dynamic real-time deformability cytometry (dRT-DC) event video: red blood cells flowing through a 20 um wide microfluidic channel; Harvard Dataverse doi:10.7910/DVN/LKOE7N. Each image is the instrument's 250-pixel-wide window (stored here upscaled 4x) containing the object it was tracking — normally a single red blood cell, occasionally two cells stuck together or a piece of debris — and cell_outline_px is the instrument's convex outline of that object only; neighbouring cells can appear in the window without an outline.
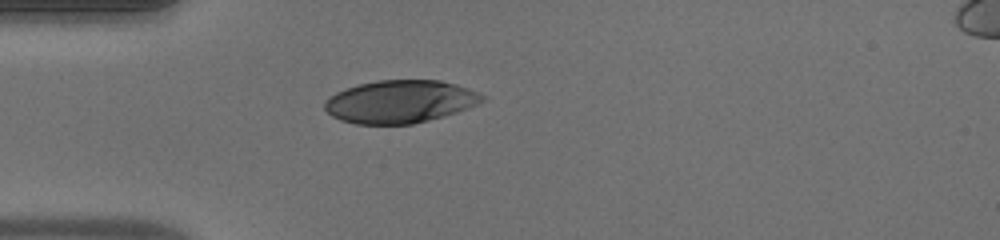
{"species": "human", "species_latin": "Homo sapiens", "temperature_condition": "warm", "stored_images_in_passage": 5, "camera_frame_rate_fps": 3000, "um_per_image_px": 0.085, "donor": {"sex": "male"}, "frame": {"image": 1, "passage_image": 1, "time_ms": 0.0, "image_size_px": [1000, 240], "cell_outline_px": [[488, 96], [484, 100], [476, 104], [456, 112], [444, 116], [412, 124], [356, 124], [340, 120], [332, 116], [324, 108], [324, 104], [328, 96], [336, 92], [356, 84], [376, 80], [440, 80], [456, 84], [468, 88]], "centroid_in_image_um": [33.99, 8.63], "position_along_channel_um": 51.0, "area_um2": 39.42}}